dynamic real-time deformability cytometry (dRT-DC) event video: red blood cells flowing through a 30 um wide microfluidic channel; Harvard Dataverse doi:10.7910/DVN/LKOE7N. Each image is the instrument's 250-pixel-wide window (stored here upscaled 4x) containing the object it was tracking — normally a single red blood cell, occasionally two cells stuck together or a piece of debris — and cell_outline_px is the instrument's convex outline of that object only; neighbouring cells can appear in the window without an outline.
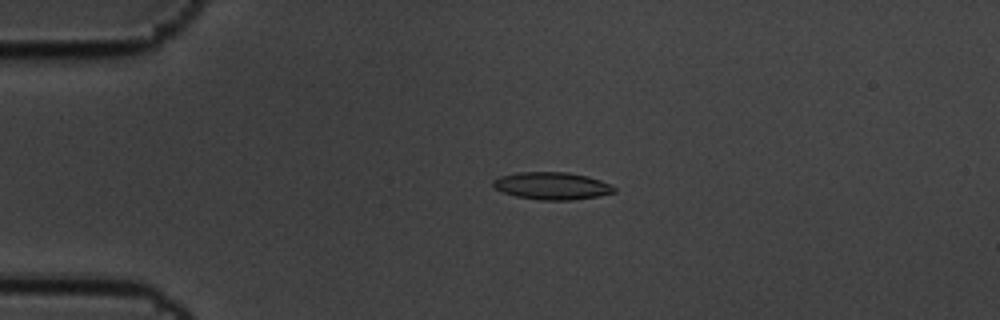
{"species": "common noctule bat (a hibernating species)", "species_latin": "Nyctalus noctula", "temperature_condition": "cold", "stored_images_in_passage": 4, "camera_frame_rate_fps": 3000, "um_per_image_px": 0.085, "animal": {"sex": "male", "body_mass_g": 19.5, "forearm_length_mm": 54.6}, "frame": {"image": 1, "passage_image": 3, "time_ms": 0.667, "image_size_px": [1000, 320], "cell_outline_px": [[616, 192], [600, 196], [572, 200], [536, 200], [516, 196], [504, 192], [496, 188], [492, 184], [492, 180], [500, 176], [516, 172], [568, 172], [588, 176], [600, 180], [616, 188]], "centroid_in_image_um": [46.92, 15.8], "position_along_channel_um": 38.1, "area_um2": 19.42}}